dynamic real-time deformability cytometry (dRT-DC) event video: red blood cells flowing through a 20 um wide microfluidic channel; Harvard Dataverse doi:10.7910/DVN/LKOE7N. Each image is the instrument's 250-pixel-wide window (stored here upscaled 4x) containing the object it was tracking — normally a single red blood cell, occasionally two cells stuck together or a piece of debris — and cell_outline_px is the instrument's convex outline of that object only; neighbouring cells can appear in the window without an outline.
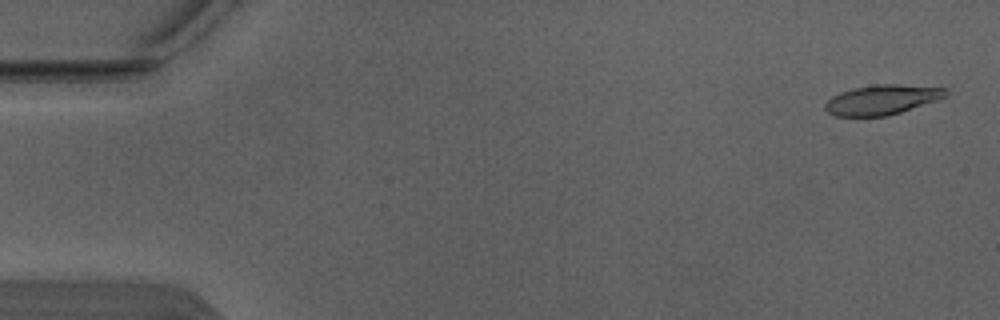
{"species": "Egyptian fruit bat (a non-hibernating species)", "species_latin": "Rousettus aegyptiacus", "temperature_condition": "warm", "stored_images_in_passage": 5, "camera_frame_rate_fps": 3000, "um_per_image_px": 0.085, "animal": {"sex": "male"}, "frame": {"image": 1, "passage_image": 1, "time_ms": 0.0, "image_size_px": [1000, 320], "cell_outline_px": [[948, 92], [944, 96], [936, 100], [888, 116], [836, 116], [828, 112], [824, 108], [824, 104], [832, 96], [840, 92], [852, 88], [876, 84], [896, 84], [944, 88]], "centroid_in_image_um": [74.91, 8.47], "position_along_channel_um": 10.1, "area_um2": 20.69}}
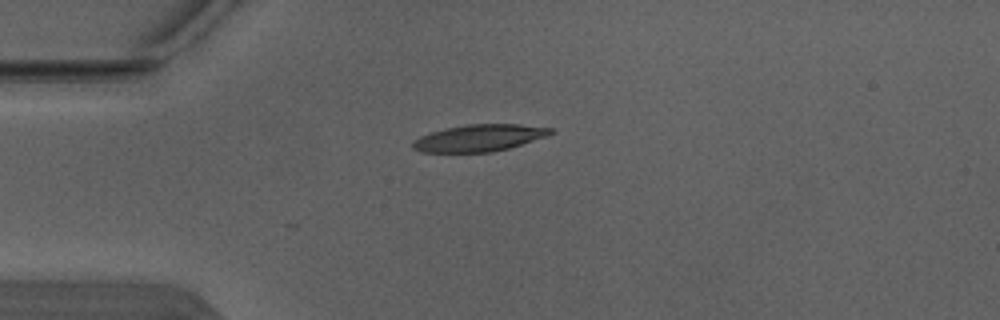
{"frame": {"image": 2, "passage_image": 4, "time_ms": 1.0, "image_size_px": [1000, 320], "cell_outline_px": [[556, 132], [548, 136], [508, 148], [492, 152], [420, 152], [412, 148], [412, 140], [420, 136], [444, 128], [468, 124], [520, 124], [552, 128]], "centroid_in_image_um": [40.73, 11.72], "position_along_channel_um": 44.3, "area_um2": 21.68}}